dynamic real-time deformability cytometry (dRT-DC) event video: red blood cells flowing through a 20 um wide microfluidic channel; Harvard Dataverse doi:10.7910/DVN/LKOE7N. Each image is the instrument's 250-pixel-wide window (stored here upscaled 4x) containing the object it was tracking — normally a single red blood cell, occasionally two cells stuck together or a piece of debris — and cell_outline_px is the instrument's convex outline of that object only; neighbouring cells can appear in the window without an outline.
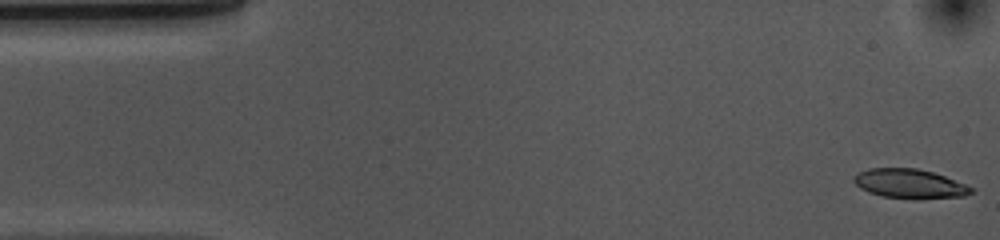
{"species": "common noctule bat (a hibernating species)", "species_latin": "Nyctalus noctula", "temperature_condition": "cold", "stored_images_in_passage": 46, "camera_frame_rate_fps": 3000, "um_per_image_px": 0.085, "animal": {"sex": "female", "body_mass_g": 10.0, "forearm_length_mm": 53.1}, "frame": {"image": 1, "passage_image": 1, "time_ms": 0.0, "image_size_px": [1000, 240], "cell_outline_px": [[976, 188], [972, 192], [964, 196], [880, 196], [868, 192], [860, 188], [852, 180], [852, 176], [868, 168], [916, 168], [932, 172], [944, 176]], "centroid_in_image_um": [77.26, 15.56], "position_along_channel_um": 7.7, "area_um2": 19.13}}
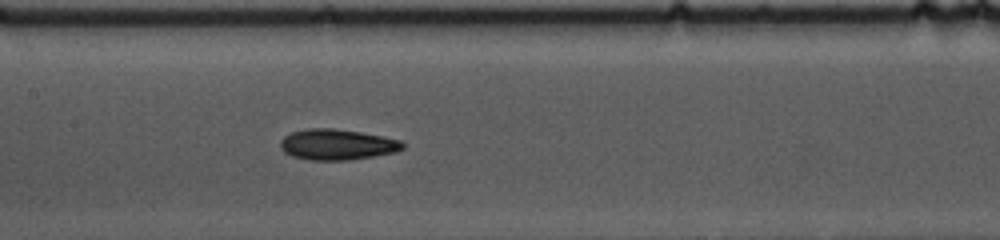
{"frame": {"image": 2, "passage_image": 24, "time_ms": 7.667, "image_size_px": [1000, 240], "cell_outline_px": [[404, 148], [396, 152], [352, 160], [308, 160], [292, 156], [284, 152], [280, 148], [280, 140], [284, 136], [292, 132], [308, 128], [332, 128], [360, 132], [384, 136], [400, 140], [404, 144]], "centroid_in_image_um": [28.65, 12.29], "position_along_channel_um": 178.8, "area_um2": 22.08}}
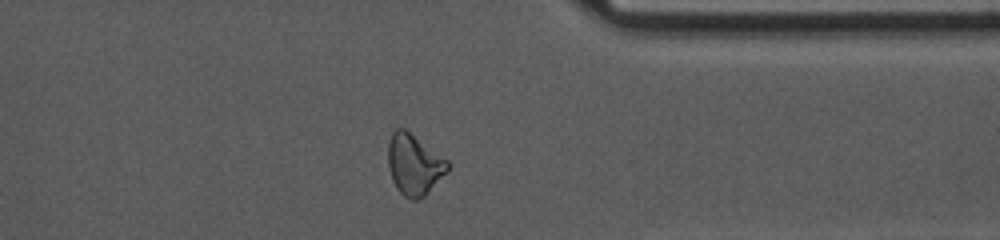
{"frame": {"image": 3, "passage_image": 41, "time_ms": 13.333, "image_size_px": [1000, 240], "cell_outline_px": [[448, 172], [420, 200], [408, 200], [396, 188], [392, 180], [388, 168], [388, 144], [392, 132], [396, 128], [404, 128], [448, 160]], "centroid_in_image_um": [35.19, 14.01], "position_along_channel_um": 376.2, "area_um2": 21.21}, "authors_computed_cell_mechanics": {"area_um2": 21.2126, "velocity_mm_per_s": 3.6661, "shape_relaxation_time_tau1_ms": 4.0949, "shape_relaxation_time_tau2_ms": 6.5436, "deformation_change_tau1": 0.1536, "deformation_change_tau2": 0.1549}}